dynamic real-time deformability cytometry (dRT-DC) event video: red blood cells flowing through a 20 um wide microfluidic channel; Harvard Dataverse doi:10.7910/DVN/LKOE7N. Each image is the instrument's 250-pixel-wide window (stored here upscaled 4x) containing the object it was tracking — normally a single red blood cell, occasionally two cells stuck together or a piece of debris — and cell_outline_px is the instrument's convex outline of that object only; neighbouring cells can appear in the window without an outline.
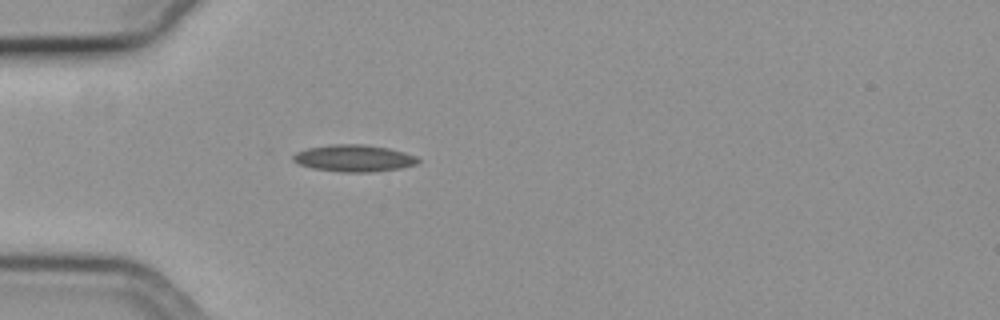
{"species": "common noctule bat (a hibernating species)", "species_latin": "Nyctalus noctula", "temperature_condition": "cold", "stored_images_in_passage": 43, "camera_frame_rate_fps": 3000, "um_per_image_px": 0.085, "animal": {"sex": "female", "body_mass_g": 19.3, "forearm_length_mm": 54.1}, "frame": {"image": 1, "passage_image": 4, "time_ms": 1.0, "image_size_px": [1000, 320], "cell_outline_px": [[420, 160], [416, 164], [400, 168], [372, 172], [340, 172], [312, 168], [300, 164], [292, 160], [292, 156], [296, 152], [308, 148], [332, 144], [364, 144], [388, 148], [404, 152], [416, 156]], "centroid_in_image_um": [30.08, 13.45], "position_along_channel_um": 54.9, "area_um2": 19.54}}
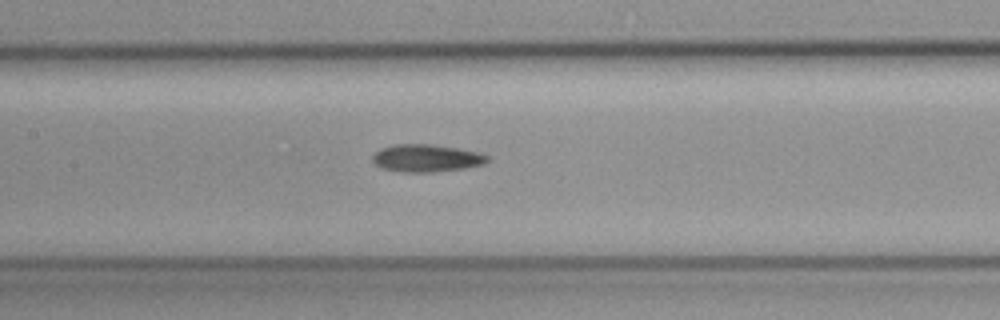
{"frame": {"image": 2, "passage_image": 14, "time_ms": 4.333, "image_size_px": [1000, 320], "cell_outline_px": [[488, 160], [484, 164], [464, 168], [432, 172], [404, 172], [380, 168], [372, 160], [372, 156], [380, 148], [392, 144], [432, 144], [456, 148], [476, 152], [488, 156]], "centroid_in_image_um": [36.19, 13.44], "position_along_channel_um": 171.2, "area_um2": 18.32}}
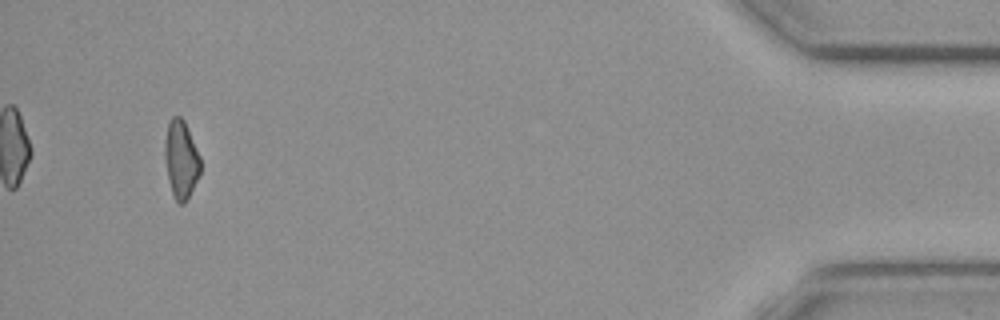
{"frame": {"image": 3, "passage_image": 40, "time_ms": 13.0, "image_size_px": [1000, 320], "cell_outline_px": [[200, 176], [184, 204], [176, 204], [168, 180], [164, 156], [164, 140], [168, 120], [172, 116], [180, 116], [184, 120], [200, 156]], "centroid_in_image_um": [15.37, 13.55], "position_along_channel_um": 419.8, "area_um2": 16.47}, "authors_computed_cell_mechanics": {"area_um2": 17.629, "velocity_mm_per_s": 3.7631, "shape_relaxation_time_tau1_ms": null, "shape_relaxation_time_tau2_ms": 11.1446, "deformation_change_tau1": null, "deformation_change_tau2": 0.2282}}